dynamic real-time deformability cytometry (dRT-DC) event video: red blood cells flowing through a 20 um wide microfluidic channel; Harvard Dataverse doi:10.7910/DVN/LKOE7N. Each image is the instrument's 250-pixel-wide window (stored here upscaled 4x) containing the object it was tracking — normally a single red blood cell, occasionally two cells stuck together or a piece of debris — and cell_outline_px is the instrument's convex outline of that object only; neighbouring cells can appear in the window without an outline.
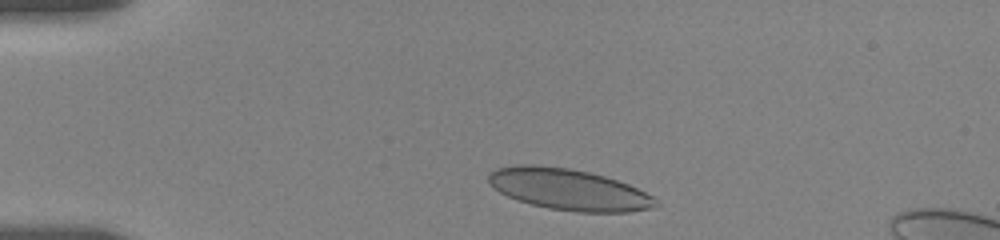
{"species": "human", "species_latin": "Homo sapiens", "temperature_condition": "room temperature", "stored_images_in_passage": 34, "camera_frame_rate_fps": 3000, "um_per_image_px": 0.085, "donor": {"sex": "female"}, "frame": {"image": 1, "passage_image": 2, "time_ms": 0.667, "image_size_px": [1000, 240], "cell_outline_px": [[660, 204], [652, 208], [628, 212], [576, 212], [548, 208], [532, 204], [508, 196], [500, 192], [488, 180], [488, 172], [496, 168], [516, 164], [536, 164], [568, 168], [588, 172], [604, 176], [628, 184], [652, 196]], "centroid_in_image_um": [48.33, 16.09], "position_along_channel_um": 36.7, "area_um2": 40.0}}
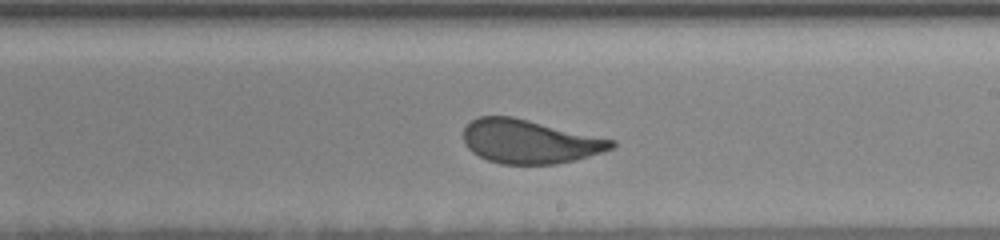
{"frame": {"image": 2, "passage_image": 21, "time_ms": 7.667, "image_size_px": [1000, 240], "cell_outline_px": [[616, 144], [612, 148], [588, 156], [556, 164], [500, 164], [488, 160], [472, 152], [464, 144], [464, 128], [472, 120], [480, 116], [512, 116], [616, 140]], "centroid_in_image_um": [44.99, 12.02], "position_along_channel_um": 244.0, "area_um2": 37.57}}
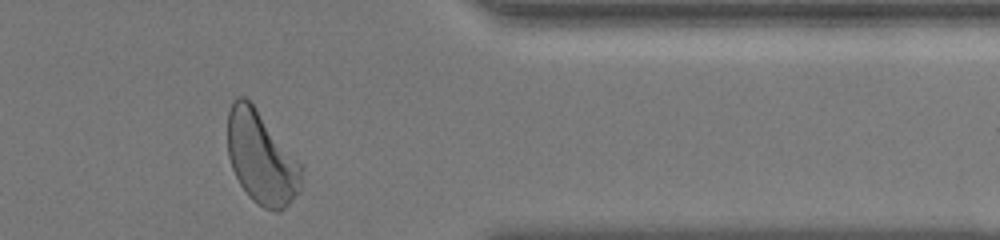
{"frame": {"image": 3, "passage_image": 33, "time_ms": 12.0, "image_size_px": [1000, 240], "cell_outline_px": [[304, 168], [300, 192], [280, 212], [276, 212], [264, 208], [252, 200], [248, 196], [240, 184], [232, 168], [228, 156], [228, 112], [232, 100], [236, 96], [244, 96], [256, 108]], "centroid_in_image_um": [22.22, 13.44], "position_along_channel_um": 389.2, "area_um2": 39.82}, "authors_computed_cell_mechanics": {"area_um2": 39.1595, "velocity_mm_per_s": 3.624, "shape_relaxation_time_tau1_ms": 3.4948, "shape_relaxation_time_tau2_ms": null, "deformation_change_tau1": 0.1223, "deformation_change_tau2": null}}